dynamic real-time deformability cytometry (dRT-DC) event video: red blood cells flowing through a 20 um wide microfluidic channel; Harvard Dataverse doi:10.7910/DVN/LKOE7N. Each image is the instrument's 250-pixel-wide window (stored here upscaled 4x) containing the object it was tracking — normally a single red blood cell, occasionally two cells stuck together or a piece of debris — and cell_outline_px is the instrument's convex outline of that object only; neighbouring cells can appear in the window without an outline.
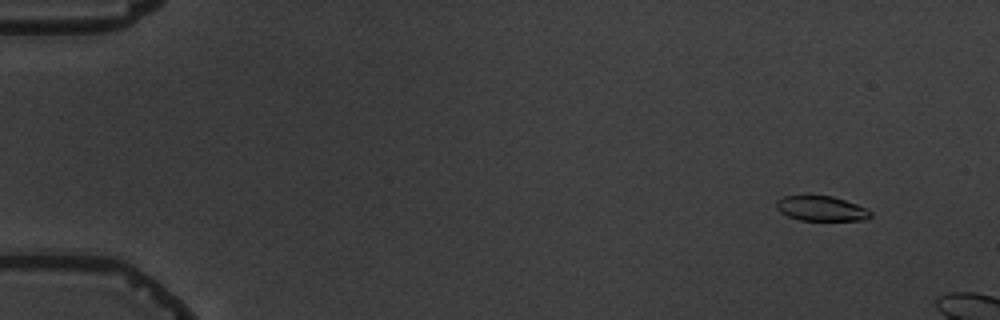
{"species": "common noctule bat (a hibernating species)", "species_latin": "Nyctalus noctula", "temperature_condition": "warm", "stored_images_in_passage": 4, "camera_frame_rate_fps": 3000, "um_per_image_px": 0.085, "animal": {"sex": "male", "body_mass_g": 19.5, "forearm_length_mm": 54.6}, "frame": {"image": 1, "passage_image": 2, "time_ms": 1.0, "image_size_px": [1000, 320], "cell_outline_px": [[872, 216], [864, 220], [800, 220], [788, 216], [780, 212], [776, 208], [776, 200], [784, 196], [832, 196], [856, 204], [872, 212]], "centroid_in_image_um": [69.79, 17.73], "position_along_channel_um": 15.2, "area_um2": 13.53}}